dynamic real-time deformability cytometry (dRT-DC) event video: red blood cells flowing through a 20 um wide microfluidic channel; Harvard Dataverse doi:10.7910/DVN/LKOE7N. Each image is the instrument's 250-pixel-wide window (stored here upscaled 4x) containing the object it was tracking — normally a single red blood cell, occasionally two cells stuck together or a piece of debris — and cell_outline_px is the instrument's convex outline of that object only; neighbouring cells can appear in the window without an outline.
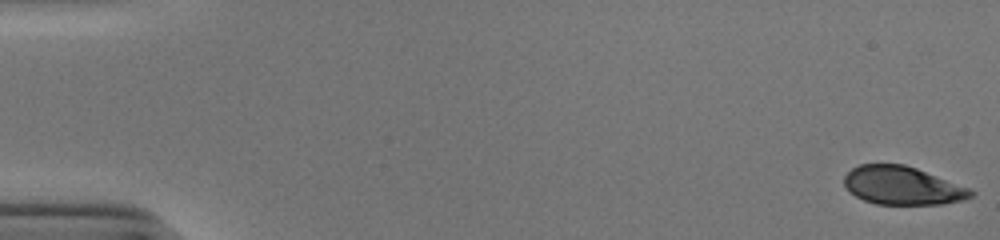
{"species": "human", "species_latin": "Homo sapiens", "temperature_condition": "cold", "stored_images_in_passage": 53, "camera_frame_rate_fps": 3000, "um_per_image_px": 0.085, "donor": {"sex": "male"}, "frame": {"image": 1, "passage_image": 1, "time_ms": 0.0, "image_size_px": [1000, 240], "cell_outline_px": [[976, 192], [972, 196], [964, 200], [940, 204], [876, 204], [864, 200], [848, 192], [844, 184], [844, 176], [852, 168], [860, 164], [904, 164], [916, 168], [968, 188]], "centroid_in_image_um": [76.67, 15.78], "position_along_channel_um": 8.3, "area_um2": 28.09}}
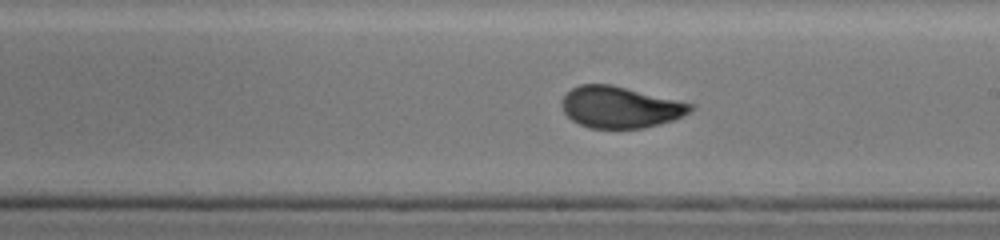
{"frame": {"image": 2, "passage_image": 31, "time_ms": 10.0, "image_size_px": [1000, 240], "cell_outline_px": [[696, 108], [692, 112], [672, 120], [660, 124], [644, 128], [588, 128], [572, 120], [564, 112], [560, 104], [560, 100], [572, 88], [580, 84], [612, 84], [696, 104]], "centroid_in_image_um": [52.75, 9.1], "position_along_channel_um": 236.3, "area_um2": 31.44}}
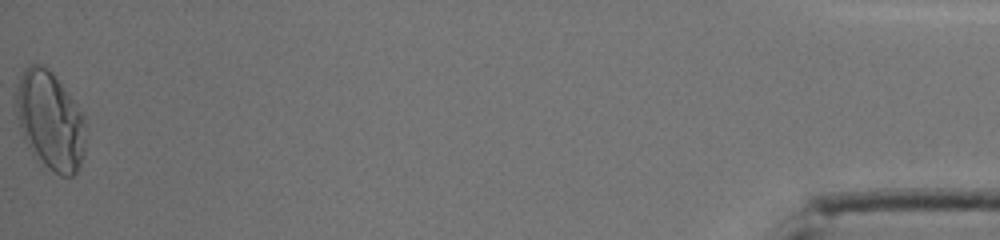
{"frame": {"image": 3, "passage_image": 53, "time_ms": 17.333, "image_size_px": [1000, 240], "cell_outline_px": [[84, 152], [80, 164], [76, 172], [72, 176], [60, 176], [36, 160], [32, 156], [24, 140], [16, 116], [16, 84], [24, 68], [32, 64], [40, 64], [48, 68], [52, 72], [76, 104], [84, 116]], "centroid_in_image_um": [4.22, 10.26], "position_along_channel_um": 431.0, "area_um2": 40.0}, "authors_computed_cell_mechanics": {"area_um2": 31.1542, "velocity_mm_per_s": 3.9201, "shape_relaxation_time_tau1_ms": 3.1581, "shape_relaxation_time_tau2_ms": null, "deformation_change_tau1": 0.169, "deformation_change_tau2": null}}